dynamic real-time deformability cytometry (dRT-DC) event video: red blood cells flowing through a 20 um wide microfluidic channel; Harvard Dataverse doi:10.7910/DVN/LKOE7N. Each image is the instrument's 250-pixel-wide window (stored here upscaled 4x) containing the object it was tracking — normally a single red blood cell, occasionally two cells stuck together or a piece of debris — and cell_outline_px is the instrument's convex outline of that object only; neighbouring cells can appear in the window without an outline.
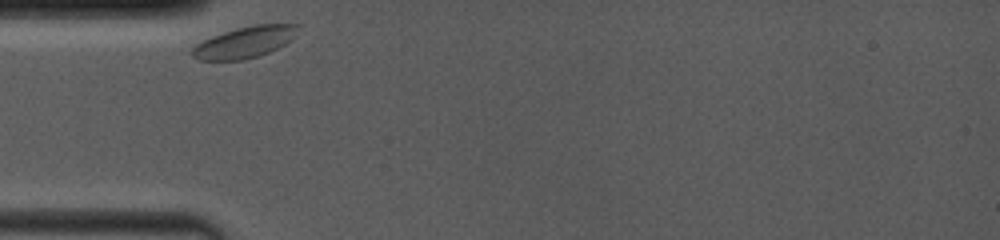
{"species": "common noctule bat (a hibernating species)", "species_latin": "Nyctalus noctula", "temperature_condition": "room temperature", "stored_images_in_passage": 28, "camera_frame_rate_fps": 4000, "um_per_image_px": 0.085, "animal": {"sex": "female", "body_mass_g": 19.0, "forearm_length_mm": 53.3}, "frame": {"image": 1, "passage_image": 1, "time_ms": 0.0, "image_size_px": [1000, 240], "cell_outline_px": [[300, 24], [296, 36], [284, 44], [268, 52], [244, 60], [196, 60], [188, 52], [196, 44], [212, 36], [224, 32], [252, 24]], "centroid_in_image_um": [20.77, 3.58], "position_along_channel_um": 64.2, "area_um2": 19.31}}
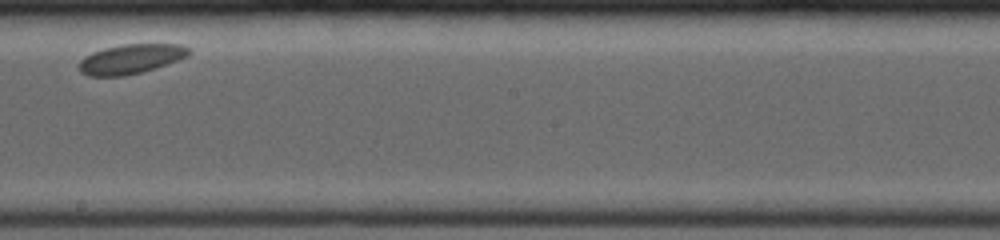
{"frame": {"image": 2, "passage_image": 18, "time_ms": 5.0, "image_size_px": [1000, 240], "cell_outline_px": [[192, 52], [188, 56], [140, 72], [124, 76], [88, 76], [80, 72], [76, 68], [80, 60], [84, 56], [92, 52], [104, 48], [124, 44], [180, 44], [188, 48]], "centroid_in_image_um": [11.04, 5.01], "position_along_channel_um": 237.2, "area_um2": 18.84}}
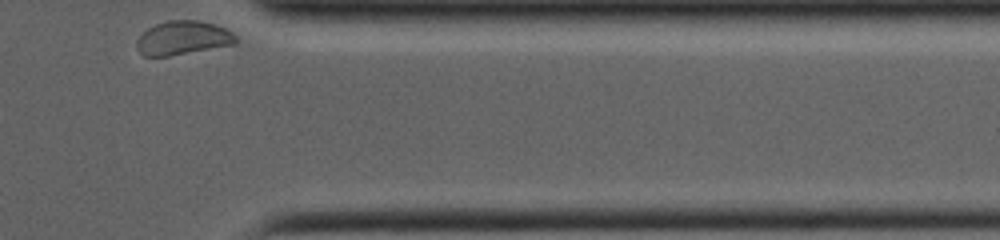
{"frame": {"image": 3, "passage_image": 28, "time_ms": 9.5, "image_size_px": [1000, 240], "cell_outline_px": [[240, 40], [236, 44], [168, 56], [144, 56], [136, 48], [136, 40], [148, 28], [156, 24], [168, 20], [200, 20], [216, 24], [232, 32]], "centroid_in_image_um": [15.57, 3.22], "position_along_channel_um": 395.8, "area_um2": 19.65}}